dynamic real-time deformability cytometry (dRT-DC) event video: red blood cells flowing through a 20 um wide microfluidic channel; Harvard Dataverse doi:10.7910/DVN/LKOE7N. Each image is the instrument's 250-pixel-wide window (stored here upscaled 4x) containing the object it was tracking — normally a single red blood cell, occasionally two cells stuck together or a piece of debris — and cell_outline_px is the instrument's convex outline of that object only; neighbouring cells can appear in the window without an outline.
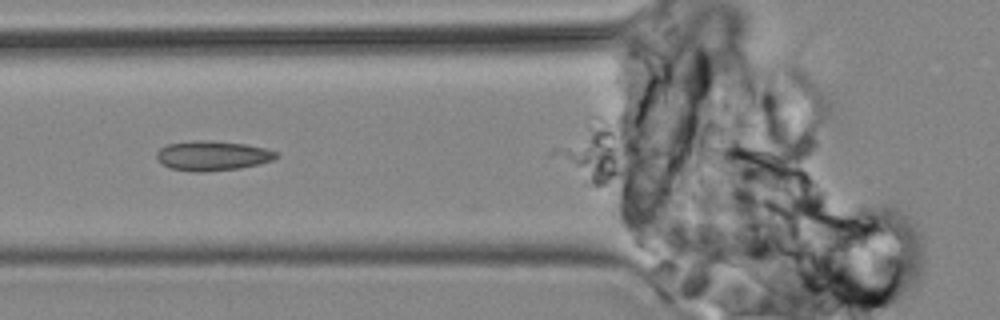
{"species": "common noctule bat (a hibernating species)", "species_latin": "Nyctalus noctula", "temperature_condition": "cold", "stored_images_in_passage": 17, "camera_frame_rate_fps": 3000, "um_per_image_px": 0.085, "animal": {"sex": "male", "body_mass_g": 19.2, "forearm_length_mm": 51.8}, "frame": {"image": 1, "passage_image": 12, "time_ms": 14.0, "image_size_px": [1000, 320], "cell_outline_px": [[280, 156], [272, 160], [260, 164], [240, 168], [204, 172], [192, 172], [172, 168], [164, 164], [156, 156], [156, 152], [160, 148], [168, 144], [196, 140], [212, 140], [244, 144], [264, 148], [280, 152]], "centroid_in_image_um": [18.11, 13.23], "position_along_channel_um": 107.7, "area_um2": 20.75}}
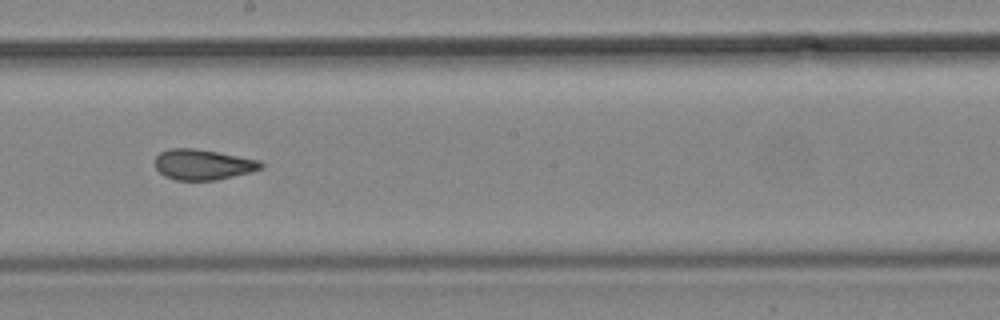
{"frame": {"image": 2, "passage_image": 15, "time_ms": 17.667, "image_size_px": [1000, 320], "cell_outline_px": [[264, 164], [260, 168], [252, 172], [216, 180], [176, 180], [164, 176], [156, 168], [156, 156], [160, 152], [168, 148], [196, 148], [260, 160]], "centroid_in_image_um": [17.24, 13.98], "position_along_channel_um": 231.0, "area_um2": 18.84}}
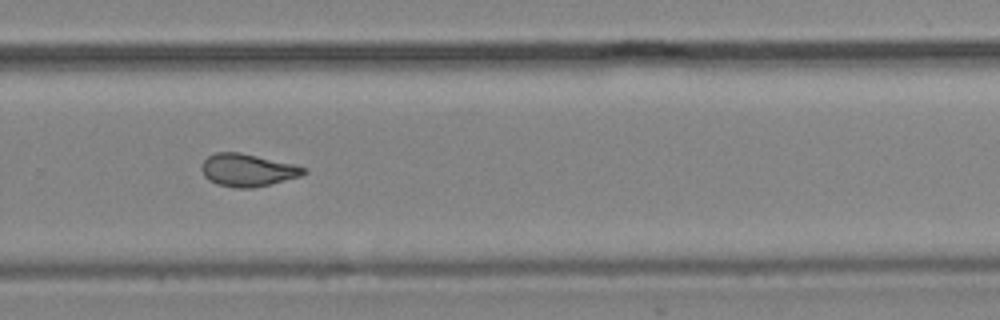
{"frame": {"image": 3, "passage_image": 17, "time_ms": 20.0, "image_size_px": [1000, 320], "cell_outline_px": [[308, 172], [300, 176], [252, 188], [236, 188], [216, 184], [208, 180], [204, 176], [200, 168], [204, 160], [208, 156], [216, 152], [240, 152], [296, 164], [308, 168]], "centroid_in_image_um": [21.05, 14.45], "position_along_channel_um": 308.8, "area_um2": 19.54}}